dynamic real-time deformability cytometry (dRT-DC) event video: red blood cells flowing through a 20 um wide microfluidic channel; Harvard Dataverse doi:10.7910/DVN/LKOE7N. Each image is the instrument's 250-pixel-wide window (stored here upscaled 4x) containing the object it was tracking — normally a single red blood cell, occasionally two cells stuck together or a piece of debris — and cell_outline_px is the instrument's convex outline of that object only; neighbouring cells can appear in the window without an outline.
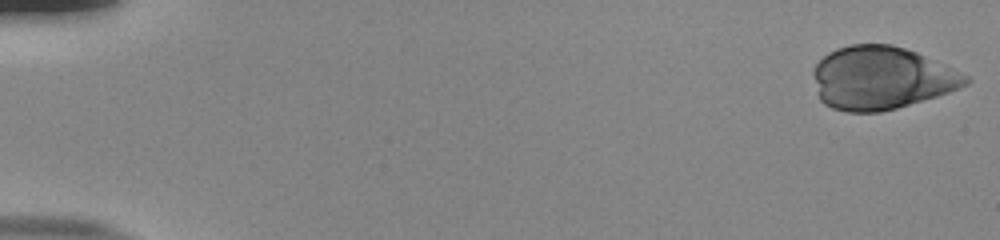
{"species": "human", "species_latin": "Homo sapiens", "temperature_condition": "room temperature", "stored_images_in_passage": 54, "camera_frame_rate_fps": 3000, "um_per_image_px": 0.085, "donor": {"sex": "male"}, "frame": {"image": 1, "passage_image": 1, "time_ms": 0.0, "image_size_px": [1000, 240], "cell_outline_px": [[972, 80], [968, 84], [948, 92], [936, 96], [896, 108], [880, 112], [848, 112], [832, 108], [824, 104], [820, 100], [816, 92], [812, 72], [812, 68], [828, 52], [836, 48], [852, 44], [892, 44], [916, 52], [944, 64], [968, 76]], "centroid_in_image_um": [74.87, 6.63], "position_along_channel_um": 10.1, "area_um2": 55.95}}
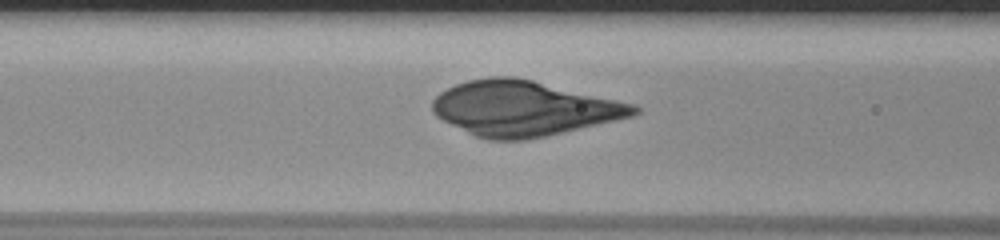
{"frame": {"image": 2, "passage_image": 23, "time_ms": 7.333, "image_size_px": [1000, 240], "cell_outline_px": [[640, 112], [636, 116], [548, 136], [528, 140], [488, 140], [476, 136], [436, 116], [432, 112], [432, 100], [440, 92], [456, 84], [468, 80], [488, 76], [512, 76], [532, 80], [636, 104], [640, 108]], "centroid_in_image_um": [44.56, 9.22], "position_along_channel_um": 122.0, "area_um2": 64.74}}
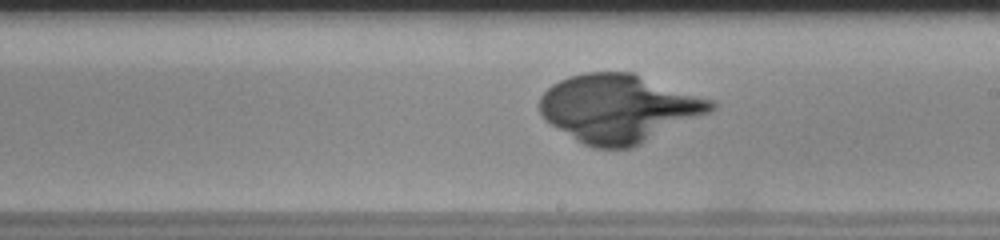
{"frame": {"image": 3, "passage_image": 32, "time_ms": 10.333, "image_size_px": [1000, 240], "cell_outline_px": [[716, 108], [708, 112], [632, 148], [592, 148], [576, 140], [544, 120], [540, 112], [540, 96], [552, 84], [568, 76], [584, 72], [632, 72], [712, 100], [716, 104]], "centroid_in_image_um": [52.55, 9.2], "position_along_channel_um": 236.5, "area_um2": 67.34}}